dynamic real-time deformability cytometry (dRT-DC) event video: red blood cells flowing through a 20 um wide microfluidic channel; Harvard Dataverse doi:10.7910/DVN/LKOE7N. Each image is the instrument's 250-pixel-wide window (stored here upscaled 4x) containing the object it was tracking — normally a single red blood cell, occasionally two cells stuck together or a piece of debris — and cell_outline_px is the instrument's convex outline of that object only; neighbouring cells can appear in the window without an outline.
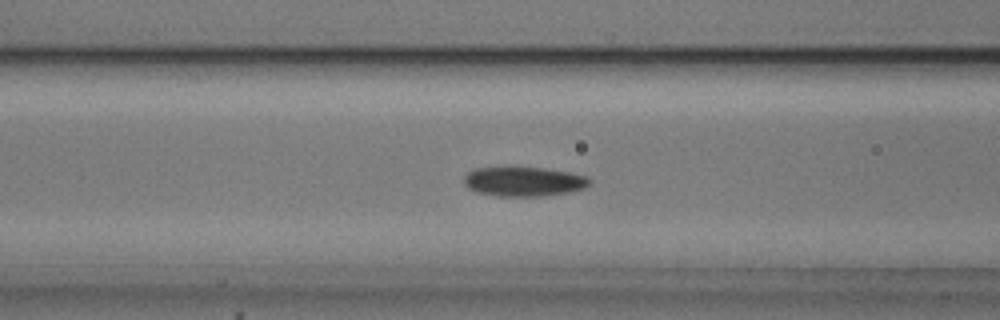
{"species": "common noctule bat (a hibernating species)", "species_latin": "Nyctalus noctula", "temperature_condition": "cold", "stored_images_in_passage": 55, "camera_frame_rate_fps": 3000, "um_per_image_px": 0.085, "animal": {"sex": "male", "body_mass_g": 20.5, "forearm_length_mm": 52.5}, "frame": {"image": 1, "passage_image": 22, "time_ms": 7.0, "image_size_px": [1000, 320], "cell_outline_px": [[592, 180], [584, 188], [568, 192], [544, 196], [500, 196], [476, 192], [468, 188], [464, 184], [464, 176], [472, 168], [512, 164], [516, 164], [544, 168], [568, 172], [588, 176]], "centroid_in_image_um": [44.45, 15.37], "position_along_channel_um": 122.1, "area_um2": 22.54}}
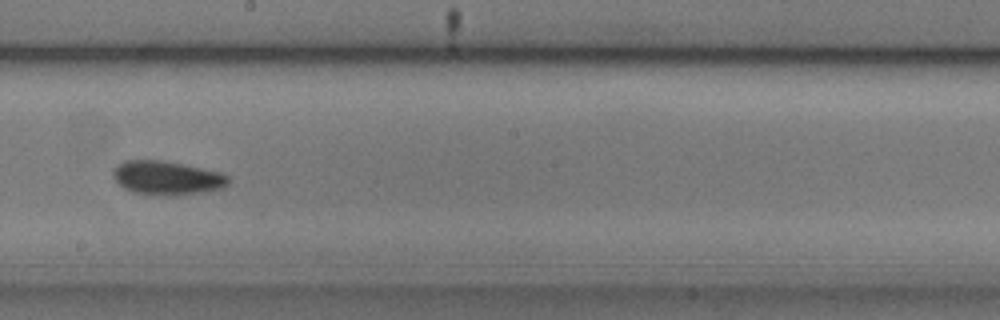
{"frame": {"image": 2, "passage_image": 31, "time_ms": 10.0, "image_size_px": [1000, 320], "cell_outline_px": [[228, 184], [224, 188], [176, 196], [168, 196], [132, 192], [124, 188], [112, 176], [112, 168], [116, 164], [124, 160], [164, 160], [220, 172], [228, 176]], "centroid_in_image_um": [14.15, 15.11], "position_along_channel_um": 234.0, "area_um2": 22.89}}
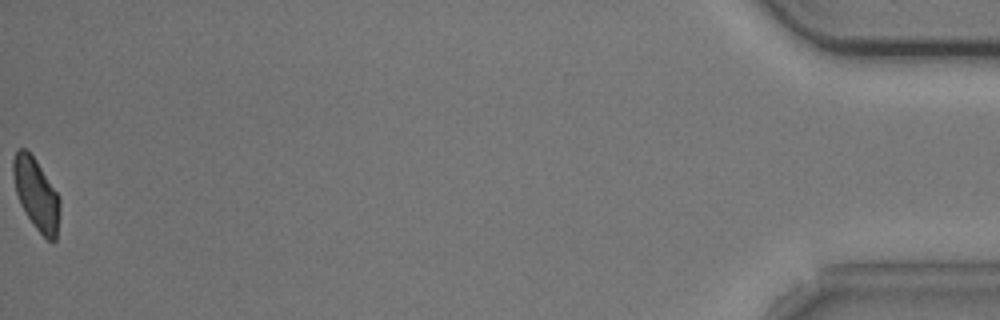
{"frame": {"image": 3, "passage_image": 55, "time_ms": 18.0, "image_size_px": [1000, 320], "cell_outline_px": [[60, 208], [56, 240], [48, 240], [32, 224], [20, 204], [16, 192], [12, 172], [12, 160], [16, 152], [20, 148], [24, 148], [36, 160], [56, 192], [60, 200]], "centroid_in_image_um": [3.07, 16.5], "position_along_channel_um": 432.1, "area_um2": 19.13}, "authors_computed_cell_mechanics": {"area_um2": 21.0392, "velocity_mm_per_s": 3.7279, "shape_relaxation_time_tau1_ms": 2.8693, "shape_relaxation_time_tau2_ms": null, "deformation_change_tau1": 0.0919, "deformation_change_tau2": null}}